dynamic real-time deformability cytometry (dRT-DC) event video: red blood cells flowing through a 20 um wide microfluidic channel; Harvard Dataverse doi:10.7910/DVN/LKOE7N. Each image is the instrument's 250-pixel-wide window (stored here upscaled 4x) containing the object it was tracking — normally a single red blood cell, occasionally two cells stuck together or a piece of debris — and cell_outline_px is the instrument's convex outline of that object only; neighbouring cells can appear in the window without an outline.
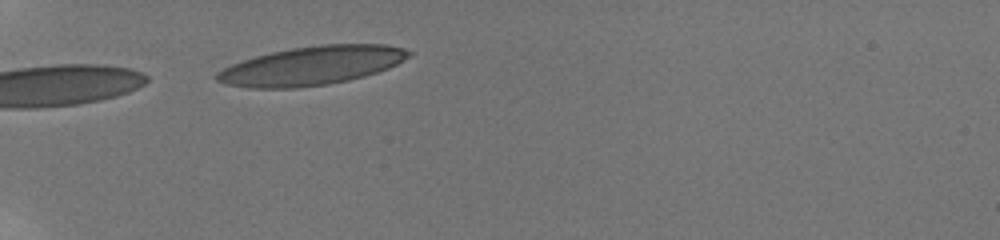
{"species": "human", "species_latin": "Homo sapiens", "temperature_condition": "room temperature", "stored_images_in_passage": 7, "camera_frame_rate_fps": 3000, "um_per_image_px": 0.085, "donor": {"sex": "male"}, "frame": {"image": 1, "passage_image": 3, "time_ms": 0.667, "image_size_px": [1000, 240], "cell_outline_px": [[412, 56], [388, 68], [364, 76], [348, 80], [328, 84], [300, 88], [248, 88], [228, 84], [216, 80], [212, 76], [216, 72], [232, 64], [256, 56], [272, 52], [292, 48], [320, 44], [384, 44], [404, 48], [412, 52]], "centroid_in_image_um": [26.5, 5.58], "position_along_channel_um": 58.5, "area_um2": 43.29}}
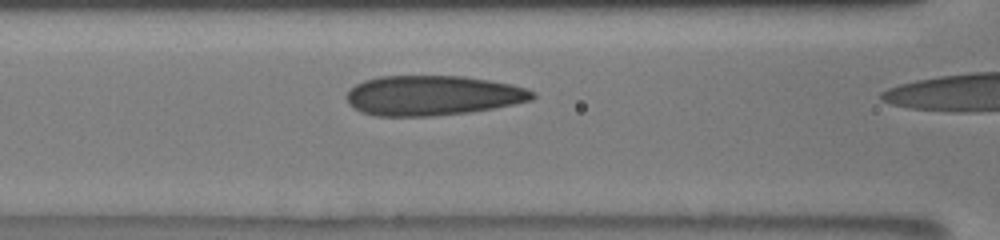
{"frame": {"image": 2, "passage_image": 6, "time_ms": 1.667, "image_size_px": [1000, 240], "cell_outline_px": [[536, 96], [532, 100], [492, 108], [468, 112], [432, 116], [376, 116], [360, 112], [348, 104], [348, 92], [356, 84], [364, 80], [380, 76], [464, 76], [488, 80], [528, 88], [536, 92]], "centroid_in_image_um": [36.77, 8.11], "position_along_channel_um": 129.8, "area_um2": 43.12}}